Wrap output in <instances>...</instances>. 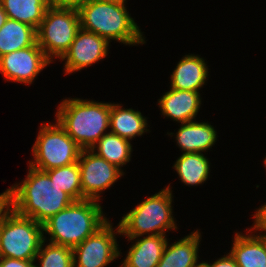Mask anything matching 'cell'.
<instances>
[{
	"label": "cell",
	"mask_w": 266,
	"mask_h": 267,
	"mask_svg": "<svg viewBox=\"0 0 266 267\" xmlns=\"http://www.w3.org/2000/svg\"><path fill=\"white\" fill-rule=\"evenodd\" d=\"M206 267H238L234 258L230 255V253L220 259L216 260L213 264H208L206 262H202Z\"/></svg>",
	"instance_id": "obj_30"
},
{
	"label": "cell",
	"mask_w": 266,
	"mask_h": 267,
	"mask_svg": "<svg viewBox=\"0 0 266 267\" xmlns=\"http://www.w3.org/2000/svg\"><path fill=\"white\" fill-rule=\"evenodd\" d=\"M43 225L12 208L0 224V252L5 258L35 261L44 240Z\"/></svg>",
	"instance_id": "obj_6"
},
{
	"label": "cell",
	"mask_w": 266,
	"mask_h": 267,
	"mask_svg": "<svg viewBox=\"0 0 266 267\" xmlns=\"http://www.w3.org/2000/svg\"><path fill=\"white\" fill-rule=\"evenodd\" d=\"M109 42L101 36L80 29L69 50L63 55L66 74L79 71L107 56Z\"/></svg>",
	"instance_id": "obj_12"
},
{
	"label": "cell",
	"mask_w": 266,
	"mask_h": 267,
	"mask_svg": "<svg viewBox=\"0 0 266 267\" xmlns=\"http://www.w3.org/2000/svg\"><path fill=\"white\" fill-rule=\"evenodd\" d=\"M81 29L95 33L110 42L126 45L144 44V37L124 3L88 0L78 8Z\"/></svg>",
	"instance_id": "obj_2"
},
{
	"label": "cell",
	"mask_w": 266,
	"mask_h": 267,
	"mask_svg": "<svg viewBox=\"0 0 266 267\" xmlns=\"http://www.w3.org/2000/svg\"><path fill=\"white\" fill-rule=\"evenodd\" d=\"M11 208V194L9 189H7L5 192L0 194V224Z\"/></svg>",
	"instance_id": "obj_29"
},
{
	"label": "cell",
	"mask_w": 266,
	"mask_h": 267,
	"mask_svg": "<svg viewBox=\"0 0 266 267\" xmlns=\"http://www.w3.org/2000/svg\"><path fill=\"white\" fill-rule=\"evenodd\" d=\"M110 126V132L128 141L148 131L147 120L140 111L123 109L121 105L112 103H110Z\"/></svg>",
	"instance_id": "obj_19"
},
{
	"label": "cell",
	"mask_w": 266,
	"mask_h": 267,
	"mask_svg": "<svg viewBox=\"0 0 266 267\" xmlns=\"http://www.w3.org/2000/svg\"><path fill=\"white\" fill-rule=\"evenodd\" d=\"M103 1H111V2L125 3L126 0H103Z\"/></svg>",
	"instance_id": "obj_32"
},
{
	"label": "cell",
	"mask_w": 266,
	"mask_h": 267,
	"mask_svg": "<svg viewBox=\"0 0 266 267\" xmlns=\"http://www.w3.org/2000/svg\"><path fill=\"white\" fill-rule=\"evenodd\" d=\"M81 150L58 122L43 124L32 148L35 159L29 166L41 171L67 166L78 162Z\"/></svg>",
	"instance_id": "obj_8"
},
{
	"label": "cell",
	"mask_w": 266,
	"mask_h": 267,
	"mask_svg": "<svg viewBox=\"0 0 266 267\" xmlns=\"http://www.w3.org/2000/svg\"><path fill=\"white\" fill-rule=\"evenodd\" d=\"M195 267H206L203 263H199L197 266Z\"/></svg>",
	"instance_id": "obj_33"
},
{
	"label": "cell",
	"mask_w": 266,
	"mask_h": 267,
	"mask_svg": "<svg viewBox=\"0 0 266 267\" xmlns=\"http://www.w3.org/2000/svg\"><path fill=\"white\" fill-rule=\"evenodd\" d=\"M56 117V121L82 150H96L97 141L110 127V104L65 99L60 103Z\"/></svg>",
	"instance_id": "obj_3"
},
{
	"label": "cell",
	"mask_w": 266,
	"mask_h": 267,
	"mask_svg": "<svg viewBox=\"0 0 266 267\" xmlns=\"http://www.w3.org/2000/svg\"><path fill=\"white\" fill-rule=\"evenodd\" d=\"M200 238V233L197 230L170 246L167 242L161 260L156 267L197 266Z\"/></svg>",
	"instance_id": "obj_18"
},
{
	"label": "cell",
	"mask_w": 266,
	"mask_h": 267,
	"mask_svg": "<svg viewBox=\"0 0 266 267\" xmlns=\"http://www.w3.org/2000/svg\"><path fill=\"white\" fill-rule=\"evenodd\" d=\"M37 42L36 29L28 24L8 18L0 29V57Z\"/></svg>",
	"instance_id": "obj_20"
},
{
	"label": "cell",
	"mask_w": 266,
	"mask_h": 267,
	"mask_svg": "<svg viewBox=\"0 0 266 267\" xmlns=\"http://www.w3.org/2000/svg\"><path fill=\"white\" fill-rule=\"evenodd\" d=\"M52 182L74 201L82 200V188L80 180V167L78 162L44 171Z\"/></svg>",
	"instance_id": "obj_24"
},
{
	"label": "cell",
	"mask_w": 266,
	"mask_h": 267,
	"mask_svg": "<svg viewBox=\"0 0 266 267\" xmlns=\"http://www.w3.org/2000/svg\"><path fill=\"white\" fill-rule=\"evenodd\" d=\"M9 191L12 209L42 225L74 201L44 171L31 166L21 185H14Z\"/></svg>",
	"instance_id": "obj_1"
},
{
	"label": "cell",
	"mask_w": 266,
	"mask_h": 267,
	"mask_svg": "<svg viewBox=\"0 0 266 267\" xmlns=\"http://www.w3.org/2000/svg\"><path fill=\"white\" fill-rule=\"evenodd\" d=\"M217 132L208 123L195 121L182 123L176 134L179 147L185 153H201L216 142Z\"/></svg>",
	"instance_id": "obj_17"
},
{
	"label": "cell",
	"mask_w": 266,
	"mask_h": 267,
	"mask_svg": "<svg viewBox=\"0 0 266 267\" xmlns=\"http://www.w3.org/2000/svg\"><path fill=\"white\" fill-rule=\"evenodd\" d=\"M88 0H48L50 7L56 8H74L78 9L81 5L86 3Z\"/></svg>",
	"instance_id": "obj_26"
},
{
	"label": "cell",
	"mask_w": 266,
	"mask_h": 267,
	"mask_svg": "<svg viewBox=\"0 0 266 267\" xmlns=\"http://www.w3.org/2000/svg\"><path fill=\"white\" fill-rule=\"evenodd\" d=\"M80 29L78 9L49 6L36 30L37 44L52 62L54 56L62 58L69 50Z\"/></svg>",
	"instance_id": "obj_7"
},
{
	"label": "cell",
	"mask_w": 266,
	"mask_h": 267,
	"mask_svg": "<svg viewBox=\"0 0 266 267\" xmlns=\"http://www.w3.org/2000/svg\"><path fill=\"white\" fill-rule=\"evenodd\" d=\"M37 42L0 57V72L8 81L31 84L40 71L50 64Z\"/></svg>",
	"instance_id": "obj_11"
},
{
	"label": "cell",
	"mask_w": 266,
	"mask_h": 267,
	"mask_svg": "<svg viewBox=\"0 0 266 267\" xmlns=\"http://www.w3.org/2000/svg\"><path fill=\"white\" fill-rule=\"evenodd\" d=\"M45 237L36 258H40V267H74L73 250L70 247L49 243L45 248ZM44 243V244H43ZM35 267H38L35 265Z\"/></svg>",
	"instance_id": "obj_25"
},
{
	"label": "cell",
	"mask_w": 266,
	"mask_h": 267,
	"mask_svg": "<svg viewBox=\"0 0 266 267\" xmlns=\"http://www.w3.org/2000/svg\"><path fill=\"white\" fill-rule=\"evenodd\" d=\"M72 250L74 267H105L120 255L115 231L108 221Z\"/></svg>",
	"instance_id": "obj_10"
},
{
	"label": "cell",
	"mask_w": 266,
	"mask_h": 267,
	"mask_svg": "<svg viewBox=\"0 0 266 267\" xmlns=\"http://www.w3.org/2000/svg\"><path fill=\"white\" fill-rule=\"evenodd\" d=\"M107 219L95 200L73 201L43 224L50 242L73 249L101 228Z\"/></svg>",
	"instance_id": "obj_4"
},
{
	"label": "cell",
	"mask_w": 266,
	"mask_h": 267,
	"mask_svg": "<svg viewBox=\"0 0 266 267\" xmlns=\"http://www.w3.org/2000/svg\"><path fill=\"white\" fill-rule=\"evenodd\" d=\"M78 165L82 200L99 201L101 191L109 188L123 175L121 169L98 156L94 150H81Z\"/></svg>",
	"instance_id": "obj_9"
},
{
	"label": "cell",
	"mask_w": 266,
	"mask_h": 267,
	"mask_svg": "<svg viewBox=\"0 0 266 267\" xmlns=\"http://www.w3.org/2000/svg\"><path fill=\"white\" fill-rule=\"evenodd\" d=\"M230 255L238 267H266V237L236 233Z\"/></svg>",
	"instance_id": "obj_15"
},
{
	"label": "cell",
	"mask_w": 266,
	"mask_h": 267,
	"mask_svg": "<svg viewBox=\"0 0 266 267\" xmlns=\"http://www.w3.org/2000/svg\"><path fill=\"white\" fill-rule=\"evenodd\" d=\"M7 19H8V16L6 12L4 11L2 4L0 3V29L5 24Z\"/></svg>",
	"instance_id": "obj_31"
},
{
	"label": "cell",
	"mask_w": 266,
	"mask_h": 267,
	"mask_svg": "<svg viewBox=\"0 0 266 267\" xmlns=\"http://www.w3.org/2000/svg\"><path fill=\"white\" fill-rule=\"evenodd\" d=\"M159 107L164 116L182 123L193 121L201 105L199 92L170 89L161 99Z\"/></svg>",
	"instance_id": "obj_13"
},
{
	"label": "cell",
	"mask_w": 266,
	"mask_h": 267,
	"mask_svg": "<svg viewBox=\"0 0 266 267\" xmlns=\"http://www.w3.org/2000/svg\"><path fill=\"white\" fill-rule=\"evenodd\" d=\"M166 235H152L136 241L120 267H156L167 244Z\"/></svg>",
	"instance_id": "obj_16"
},
{
	"label": "cell",
	"mask_w": 266,
	"mask_h": 267,
	"mask_svg": "<svg viewBox=\"0 0 266 267\" xmlns=\"http://www.w3.org/2000/svg\"><path fill=\"white\" fill-rule=\"evenodd\" d=\"M8 18L28 24L36 30L42 22L48 0H0Z\"/></svg>",
	"instance_id": "obj_21"
},
{
	"label": "cell",
	"mask_w": 266,
	"mask_h": 267,
	"mask_svg": "<svg viewBox=\"0 0 266 267\" xmlns=\"http://www.w3.org/2000/svg\"><path fill=\"white\" fill-rule=\"evenodd\" d=\"M208 68L203 58L186 55L179 61L171 75V88L177 90H198L205 84Z\"/></svg>",
	"instance_id": "obj_14"
},
{
	"label": "cell",
	"mask_w": 266,
	"mask_h": 267,
	"mask_svg": "<svg viewBox=\"0 0 266 267\" xmlns=\"http://www.w3.org/2000/svg\"><path fill=\"white\" fill-rule=\"evenodd\" d=\"M255 213V224L253 226V229L266 231V204H264L261 208H259ZM261 236L266 237V234H263Z\"/></svg>",
	"instance_id": "obj_27"
},
{
	"label": "cell",
	"mask_w": 266,
	"mask_h": 267,
	"mask_svg": "<svg viewBox=\"0 0 266 267\" xmlns=\"http://www.w3.org/2000/svg\"><path fill=\"white\" fill-rule=\"evenodd\" d=\"M171 192L168 186L142 201L123 216L116 232L134 240L146 233H149L148 236L165 235L166 230L177 229L172 216Z\"/></svg>",
	"instance_id": "obj_5"
},
{
	"label": "cell",
	"mask_w": 266,
	"mask_h": 267,
	"mask_svg": "<svg viewBox=\"0 0 266 267\" xmlns=\"http://www.w3.org/2000/svg\"><path fill=\"white\" fill-rule=\"evenodd\" d=\"M96 144L98 148L96 154L119 169L130 161L132 152L130 141L109 132L104 133Z\"/></svg>",
	"instance_id": "obj_23"
},
{
	"label": "cell",
	"mask_w": 266,
	"mask_h": 267,
	"mask_svg": "<svg viewBox=\"0 0 266 267\" xmlns=\"http://www.w3.org/2000/svg\"><path fill=\"white\" fill-rule=\"evenodd\" d=\"M209 161L202 153H183L173 167L186 185H198L207 180Z\"/></svg>",
	"instance_id": "obj_22"
},
{
	"label": "cell",
	"mask_w": 266,
	"mask_h": 267,
	"mask_svg": "<svg viewBox=\"0 0 266 267\" xmlns=\"http://www.w3.org/2000/svg\"><path fill=\"white\" fill-rule=\"evenodd\" d=\"M35 261L1 257L0 267H35Z\"/></svg>",
	"instance_id": "obj_28"
}]
</instances>
